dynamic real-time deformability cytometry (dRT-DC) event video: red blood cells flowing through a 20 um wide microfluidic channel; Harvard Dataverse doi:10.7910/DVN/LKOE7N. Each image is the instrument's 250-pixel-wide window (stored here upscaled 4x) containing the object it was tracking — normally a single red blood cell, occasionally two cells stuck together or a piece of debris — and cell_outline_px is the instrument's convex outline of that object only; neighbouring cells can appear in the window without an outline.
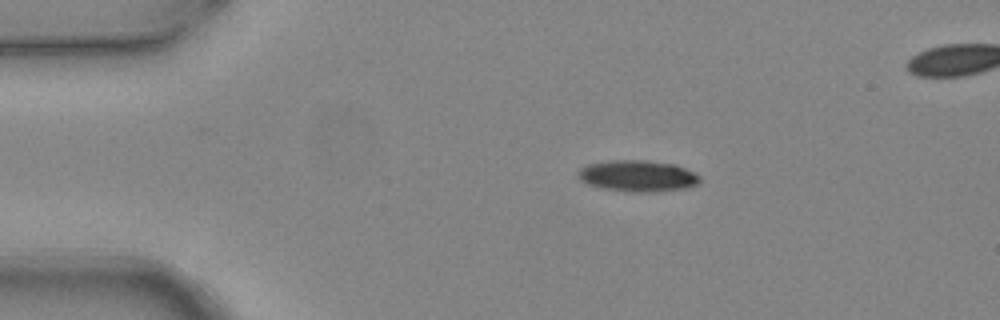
{"species": "common noctule bat (a hibernating species)", "species_latin": "Nyctalus noctula", "temperature_condition": "warm", "stored_images_in_passage": 3, "camera_frame_rate_fps": 3000, "um_per_image_px": 0.085, "animal": {"sex": "female", "body_mass_g": 24.6, "forearm_length_mm": 56.2}, "frame": {"image": 1, "passage_image": 1, "time_ms": 0.0, "image_size_px": [1000, 320], "cell_outline_px": [[700, 180], [696, 184], [684, 188], [648, 192], [632, 192], [604, 188], [588, 184], [580, 180], [576, 176], [576, 172], [580, 168], [588, 164], [608, 160], [644, 160], [676, 164], [700, 176]], "centroid_in_image_um": [54.15, 14.94], "position_along_channel_um": 30.9, "area_um2": 22.14}}